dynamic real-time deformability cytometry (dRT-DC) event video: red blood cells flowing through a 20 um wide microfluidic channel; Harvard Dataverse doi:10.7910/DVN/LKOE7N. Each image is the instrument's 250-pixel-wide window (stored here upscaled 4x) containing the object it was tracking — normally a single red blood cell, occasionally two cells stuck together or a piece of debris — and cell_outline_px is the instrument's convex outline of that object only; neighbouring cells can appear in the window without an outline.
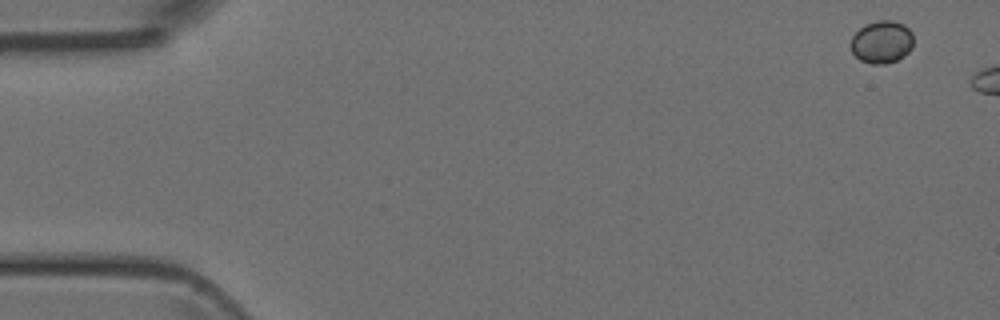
{"species": "Egyptian fruit bat (a non-hibernating species)", "species_latin": "Rousettus aegyptiacus", "temperature_condition": "room temperature", "stored_images_in_passage": 5, "camera_frame_rate_fps": 3000, "um_per_image_px": 0.085, "animal": {"sex": "female"}, "frame": {"image": 1, "passage_image": 1, "time_ms": 0.0, "image_size_px": [1000, 320], "cell_outline_px": [[912, 48], [904, 56], [896, 60], [884, 64], [872, 64], [860, 60], [852, 52], [848, 44], [852, 36], [864, 24], [876, 20], [892, 20], [904, 24], [912, 32]], "centroid_in_image_um": [74.92, 3.55], "position_along_channel_um": 10.1, "area_um2": 15.78}}